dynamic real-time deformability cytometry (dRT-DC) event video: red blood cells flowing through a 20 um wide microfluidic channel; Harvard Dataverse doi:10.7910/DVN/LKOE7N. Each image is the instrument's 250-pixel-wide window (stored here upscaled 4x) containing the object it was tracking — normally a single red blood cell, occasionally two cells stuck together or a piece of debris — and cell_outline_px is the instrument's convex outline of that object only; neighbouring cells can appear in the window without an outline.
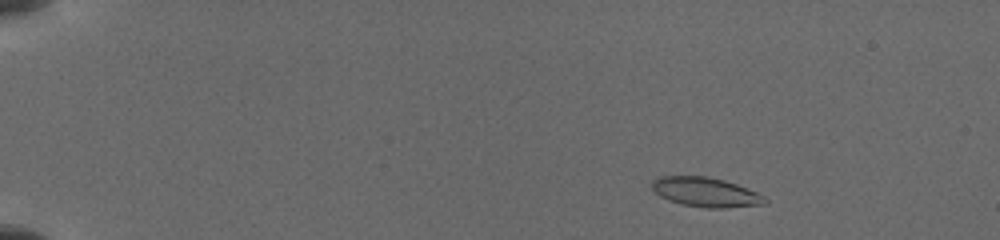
{"species": "common noctule bat (a hibernating species)", "species_latin": "Nyctalus noctula", "temperature_condition": "cold", "stored_images_in_passage": 9, "camera_frame_rate_fps": 3000, "um_per_image_px": 0.085, "animal": {"sex": "female", "body_mass_g": 19.5, "forearm_length_mm": 54.1}, "frame": {"image": 1, "passage_image": 3, "time_ms": 1.333, "image_size_px": [1000, 240], "cell_outline_px": [[768, 200], [764, 204], [724, 208], [708, 208], [684, 204], [668, 200], [660, 196], [652, 188], [652, 180], [660, 176], [708, 176], [724, 180], [736, 184], [756, 192], [764, 196]], "centroid_in_image_um": [59.98, 16.32], "position_along_channel_um": 25.0, "area_um2": 19.25}}
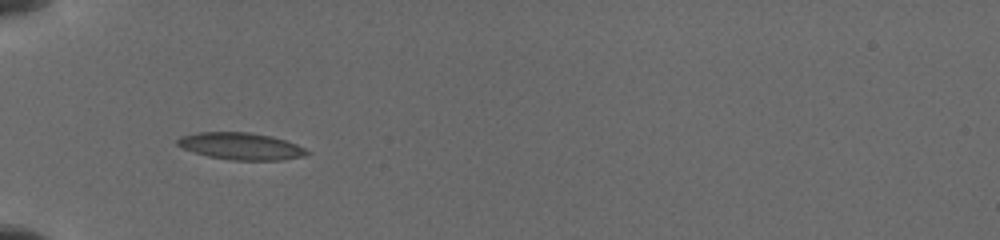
{"frame": {"image": 2, "passage_image": 8, "time_ms": 5.0, "image_size_px": [1000, 240], "cell_outline_px": [[312, 152], [300, 156], [280, 160], [232, 160], [208, 156], [184, 148], [176, 144], [176, 140], [180, 136], [196, 132], [248, 132], [272, 136], [296, 144]], "centroid_in_image_um": [20.45, 12.41], "position_along_channel_um": 64.5, "area_um2": 20.17}}